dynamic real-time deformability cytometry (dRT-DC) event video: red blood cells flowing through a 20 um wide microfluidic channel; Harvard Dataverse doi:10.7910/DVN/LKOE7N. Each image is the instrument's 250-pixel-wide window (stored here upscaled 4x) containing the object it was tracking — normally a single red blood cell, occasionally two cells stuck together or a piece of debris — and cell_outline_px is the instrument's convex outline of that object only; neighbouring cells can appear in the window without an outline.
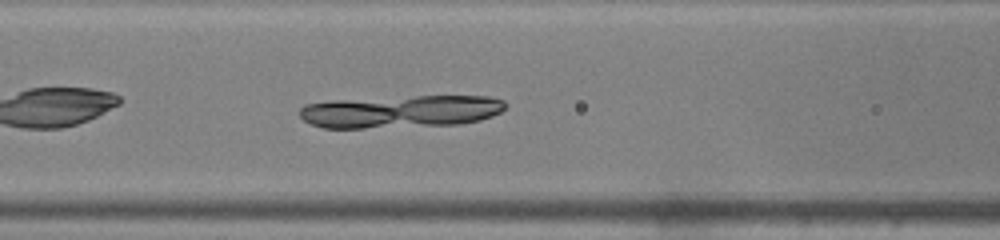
{"species": "common noctule bat (a hibernating species)", "species_latin": "Nyctalus noctula", "temperature_condition": "warm", "stored_images_in_passage": 34, "camera_frame_rate_fps": 3000, "um_per_image_px": 0.085, "animal": {"sex": "male", "body_mass_g": 19.0, "forearm_length_mm": 50.8}, "frame": {"image": 1, "passage_image": 7, "time_ms": 2.0, "image_size_px": [1000, 240], "cell_outline_px": [[508, 104], [500, 112], [492, 116], [480, 120], [460, 124], [364, 128], [324, 128], [312, 124], [304, 120], [300, 116], [300, 108], [304, 104], [336, 100], [416, 96], [488, 96], [504, 100]], "centroid_in_image_um": [34.08, 9.47], "position_along_channel_um": 132.5, "area_um2": 38.96}}
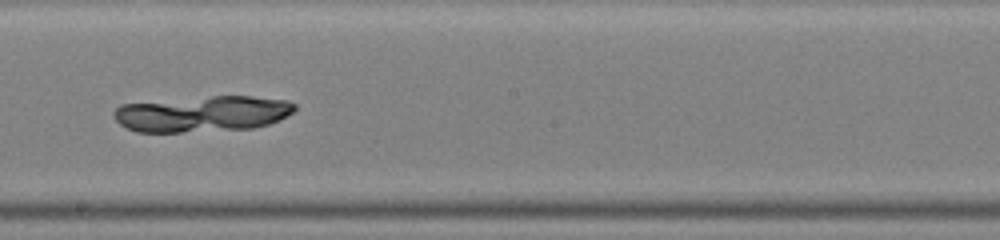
{"frame": {"image": 2, "passage_image": 14, "time_ms": 4.333, "image_size_px": [1000, 240], "cell_outline_px": [[296, 108], [292, 112], [268, 124], [252, 128], [180, 132], [136, 132], [120, 124], [116, 120], [116, 108], [120, 104], [212, 96], [252, 96], [288, 100], [296, 104]], "centroid_in_image_um": [17.21, 9.67], "position_along_channel_um": 231.0, "area_um2": 37.45}}
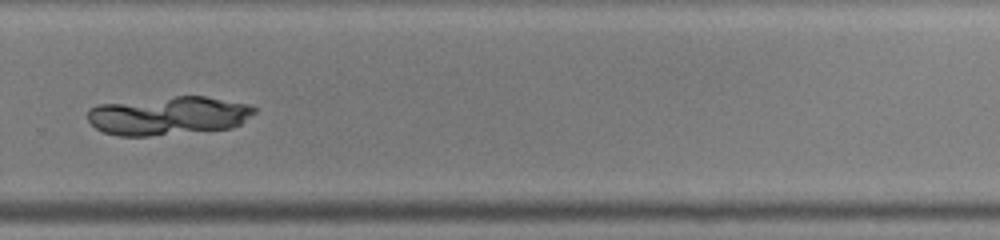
{"frame": {"image": 3, "passage_image": 20, "time_ms": 6.333, "image_size_px": [1000, 240], "cell_outline_px": [[256, 112], [240, 124], [232, 128], [148, 136], [120, 136], [104, 132], [96, 128], [88, 120], [88, 108], [100, 104], [176, 96], [204, 96], [244, 104], [256, 108]], "centroid_in_image_um": [14.29, 9.84], "position_along_channel_um": 315.5, "area_um2": 37.11}}